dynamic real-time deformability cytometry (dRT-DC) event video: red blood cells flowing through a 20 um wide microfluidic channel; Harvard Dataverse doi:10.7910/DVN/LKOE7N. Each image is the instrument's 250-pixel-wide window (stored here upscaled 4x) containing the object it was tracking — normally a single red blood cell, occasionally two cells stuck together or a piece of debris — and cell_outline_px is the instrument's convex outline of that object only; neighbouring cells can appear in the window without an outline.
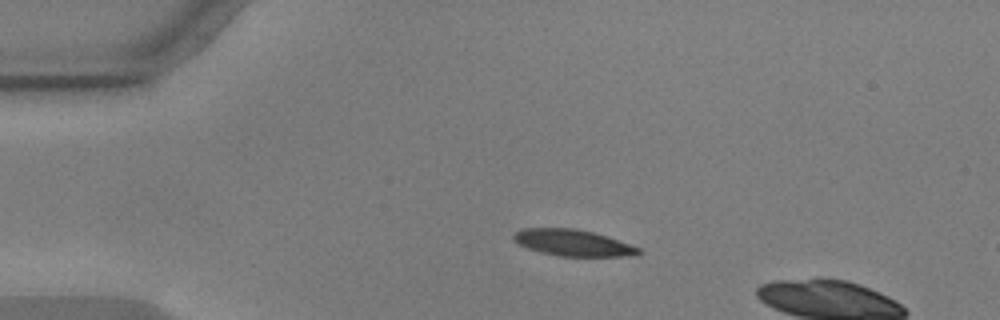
{"species": "common noctule bat (a hibernating species)", "species_latin": "Nyctalus noctula", "temperature_condition": "warm", "stored_images_in_passage": 5, "camera_frame_rate_fps": 3000, "um_per_image_px": 0.085, "animal": {"sex": "male", "body_mass_g": 17.9, "forearm_length_mm": 54.2}, "frame": {"image": 1, "passage_image": 1, "time_ms": 0.0, "image_size_px": [1000, 320], "cell_outline_px": [[644, 252], [624, 256], [560, 256], [540, 252], [528, 248], [512, 240], [512, 236], [520, 228], [576, 228], [608, 236], [640, 248]], "centroid_in_image_um": [48.67, 20.63], "position_along_channel_um": 36.3, "area_um2": 19.19}}